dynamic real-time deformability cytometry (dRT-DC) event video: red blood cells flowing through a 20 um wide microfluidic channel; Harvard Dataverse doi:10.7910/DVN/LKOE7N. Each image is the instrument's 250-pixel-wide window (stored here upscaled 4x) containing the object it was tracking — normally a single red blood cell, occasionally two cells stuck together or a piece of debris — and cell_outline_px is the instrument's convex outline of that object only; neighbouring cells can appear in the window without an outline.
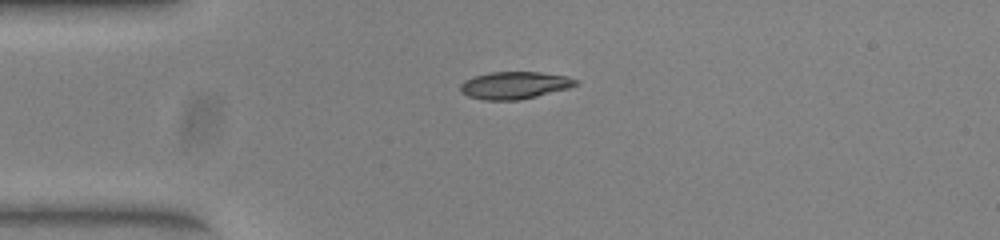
{"species": "common noctule bat (a hibernating species)", "species_latin": "Nyctalus noctula", "temperature_condition": "warm", "stored_images_in_passage": 40, "camera_frame_rate_fps": 3000, "um_per_image_px": 0.085, "animal": {"sex": "female", "body_mass_g": 23.0, "forearm_length_mm": 53.4}, "frame": {"image": 1, "passage_image": 1, "time_ms": 0.0, "image_size_px": [1000, 240], "cell_outline_px": [[580, 84], [568, 88], [520, 100], [484, 100], [468, 96], [460, 92], [460, 84], [464, 80], [476, 76], [492, 72], [540, 72], [568, 76], [580, 80]], "centroid_in_image_um": [43.77, 7.25], "position_along_channel_um": 41.2, "area_um2": 18.44}}
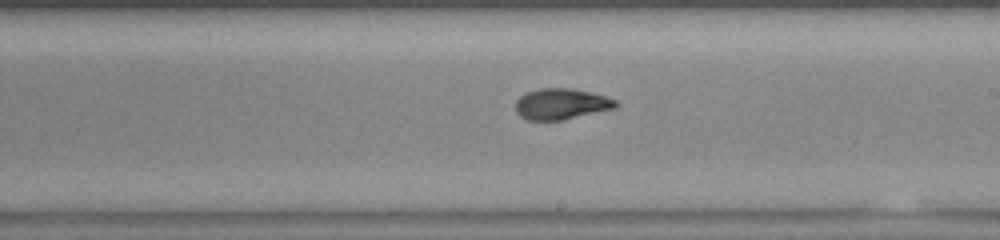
{"frame": {"image": 2, "passage_image": 18, "time_ms": 5.667, "image_size_px": [1000, 240], "cell_outline_px": [[620, 104], [616, 108], [560, 120], [528, 120], [520, 116], [516, 112], [516, 100], [520, 96], [528, 92], [540, 88], [572, 88], [604, 96], [616, 100]], "centroid_in_image_um": [47.7, 8.83], "position_along_channel_um": 241.3, "area_um2": 17.92}}
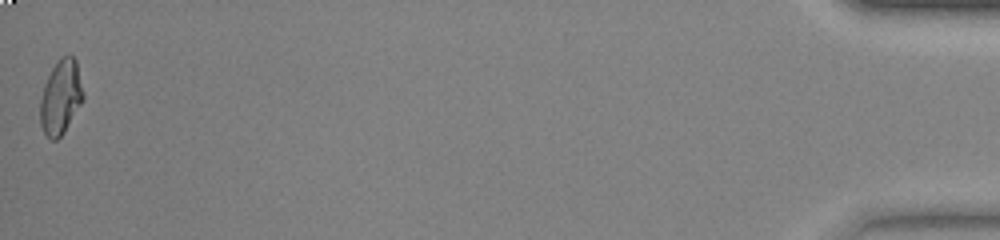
{"frame": {"image": 3, "passage_image": 40, "time_ms": 13.0, "image_size_px": [1000, 240], "cell_outline_px": [[84, 100], [64, 132], [56, 140], [52, 140], [44, 132], [40, 124], [40, 100], [44, 84], [52, 68], [60, 56], [72, 56], [76, 60], [84, 92]], "centroid_in_image_um": [5.17, 8.25], "position_along_channel_um": 430.0, "area_um2": 18.67}, "authors_computed_cell_mechanics": {"area_um2": 18.2937, "velocity_mm_per_s": 3.9559, "shape_relaxation_time_tau1_ms": null, "shape_relaxation_time_tau2_ms": 1.0625, "deformation_change_tau1": null, "deformation_change_tau2": 0.0573}}